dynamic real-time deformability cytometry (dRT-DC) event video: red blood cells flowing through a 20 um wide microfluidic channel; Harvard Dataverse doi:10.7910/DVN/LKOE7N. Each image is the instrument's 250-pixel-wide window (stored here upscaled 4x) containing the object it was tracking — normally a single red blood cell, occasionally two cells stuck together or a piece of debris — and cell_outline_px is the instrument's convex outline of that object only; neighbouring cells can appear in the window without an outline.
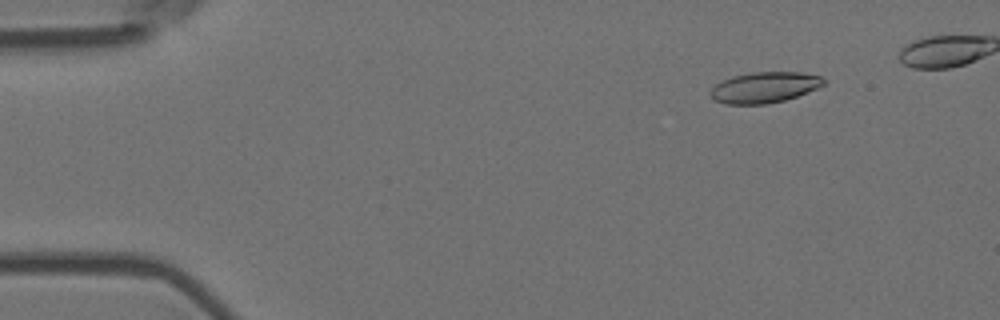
{"species": "Egyptian fruit bat (a non-hibernating species)", "species_latin": "Rousettus aegyptiacus", "temperature_condition": "room temperature", "stored_images_in_passage": 47, "camera_frame_rate_fps": 3000, "um_per_image_px": 0.085, "animal": {"sex": "female"}, "frame": {"image": 1, "passage_image": 4, "time_ms": 1.0, "image_size_px": [1000, 320], "cell_outline_px": [[828, 84], [796, 96], [784, 100], [768, 104], [724, 104], [712, 100], [708, 92], [720, 80], [732, 76], [752, 72], [800, 72], [820, 76]], "centroid_in_image_um": [64.93, 7.43], "position_along_channel_um": 20.1, "area_um2": 20.58}}
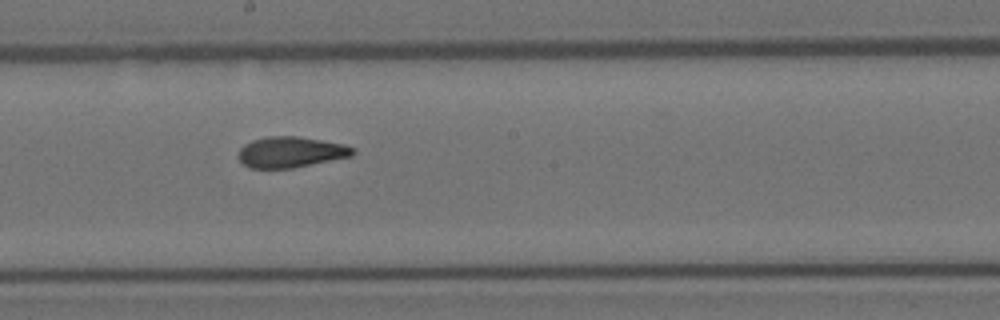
{"frame": {"image": 2, "passage_image": 28, "time_ms": 9.0, "image_size_px": [1000, 320], "cell_outline_px": [[356, 152], [352, 156], [292, 168], [248, 168], [236, 156], [240, 148], [244, 144], [252, 140], [268, 136], [296, 136], [344, 144], [356, 148]], "centroid_in_image_um": [24.7, 12.93], "position_along_channel_um": 223.5, "area_um2": 20.63}}
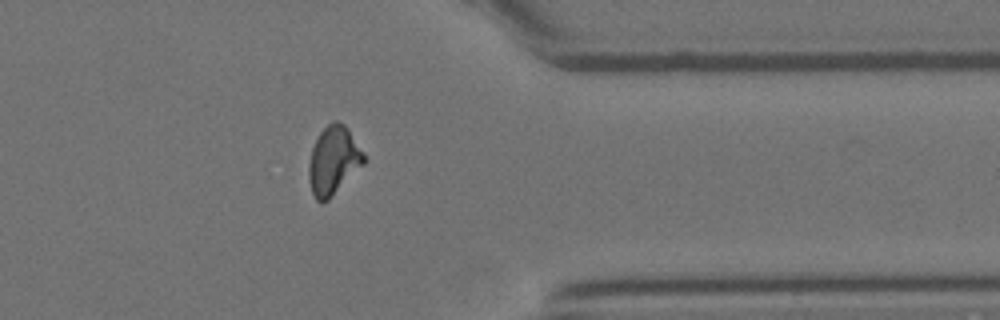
{"frame": {"image": 3, "passage_image": 42, "time_ms": 13.667, "image_size_px": [1000, 320], "cell_outline_px": [[364, 164], [328, 200], [320, 204], [316, 200], [312, 192], [308, 180], [308, 164], [312, 148], [320, 132], [332, 120], [336, 120], [344, 124], [348, 128], [364, 152]], "centroid_in_image_um": [28.33, 13.64], "position_along_channel_um": 383.1, "area_um2": 22.02}, "authors_computed_cell_mechanics": {"area_um2": 20.9814, "velocity_mm_per_s": 3.6515, "shape_relaxation_time_tau1_ms": 5.8953, "shape_relaxation_time_tau2_ms": 2.3255, "deformation_change_tau1": 0.2068, "deformation_change_tau2": 0.0929}}